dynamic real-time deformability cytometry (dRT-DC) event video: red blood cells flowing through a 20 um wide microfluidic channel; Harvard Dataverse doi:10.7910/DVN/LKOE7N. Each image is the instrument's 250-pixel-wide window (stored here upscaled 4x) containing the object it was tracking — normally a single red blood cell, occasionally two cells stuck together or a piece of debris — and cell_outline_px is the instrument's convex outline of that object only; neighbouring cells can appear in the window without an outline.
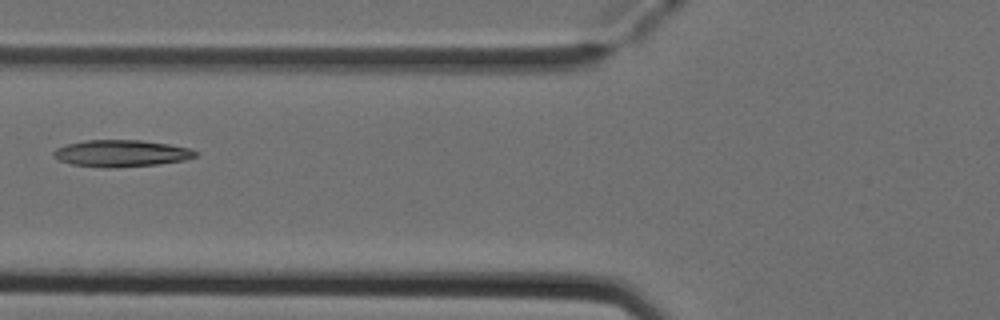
{"species": "Egyptian fruit bat (a non-hibernating species)", "species_latin": "Rousettus aegyptiacus", "temperature_condition": "cold", "stored_images_in_passage": 6, "camera_frame_rate_fps": 3000, "um_per_image_px": 0.085, "animal": {"sex": "female"}, "frame": {"image": 1, "passage_image": 6, "time_ms": 1.667, "image_size_px": [1000, 320], "cell_outline_px": [[196, 156], [184, 160], [156, 164], [112, 168], [104, 168], [68, 164], [52, 156], [52, 152], [56, 148], [68, 144], [84, 140], [140, 140], [168, 144], [188, 148], [196, 152]], "centroid_in_image_um": [10.23, 13.04], "position_along_channel_um": 115.6, "area_um2": 22.08}}